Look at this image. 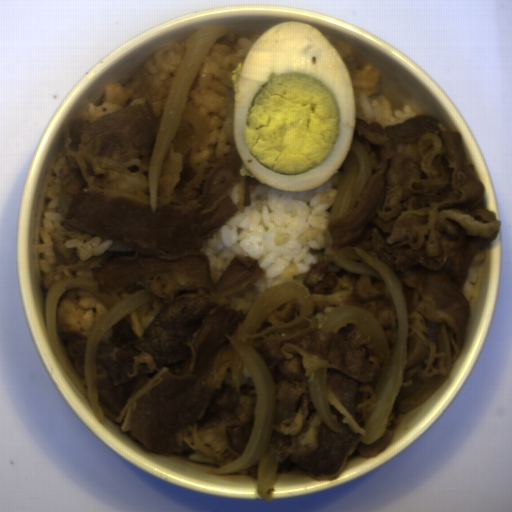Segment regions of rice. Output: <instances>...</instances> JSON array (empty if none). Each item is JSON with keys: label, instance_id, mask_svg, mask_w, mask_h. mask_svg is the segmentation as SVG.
Instances as JSON below:
<instances>
[{"label": "rice", "instance_id": "obj_1", "mask_svg": "<svg viewBox=\"0 0 512 512\" xmlns=\"http://www.w3.org/2000/svg\"><path fill=\"white\" fill-rule=\"evenodd\" d=\"M344 174L339 168L320 186L305 191L249 185L251 206L236 215L200 251L208 258L214 284L232 258H255L266 273L228 295L227 308L247 316L263 289L295 281L303 285L312 267L325 260L329 216Z\"/></svg>", "mask_w": 512, "mask_h": 512}, {"label": "rice", "instance_id": "obj_2", "mask_svg": "<svg viewBox=\"0 0 512 512\" xmlns=\"http://www.w3.org/2000/svg\"><path fill=\"white\" fill-rule=\"evenodd\" d=\"M261 34L238 38L235 33H227L210 47L205 56L185 106L207 120L205 136L194 162L204 161L212 154L220 158L236 144L233 72L245 60Z\"/></svg>", "mask_w": 512, "mask_h": 512}, {"label": "rice", "instance_id": "obj_3", "mask_svg": "<svg viewBox=\"0 0 512 512\" xmlns=\"http://www.w3.org/2000/svg\"><path fill=\"white\" fill-rule=\"evenodd\" d=\"M186 52V40L167 44L149 56L123 86L109 83L105 86L103 104L88 103L80 113L81 120L91 121L119 109L142 105L159 90L167 78L174 77Z\"/></svg>", "mask_w": 512, "mask_h": 512}, {"label": "rice", "instance_id": "obj_4", "mask_svg": "<svg viewBox=\"0 0 512 512\" xmlns=\"http://www.w3.org/2000/svg\"><path fill=\"white\" fill-rule=\"evenodd\" d=\"M69 166L78 169L73 155H68L65 148L50 166L55 177L47 178L44 196L50 201L44 205L41 227L38 228L42 243L37 244V253H41L39 267L41 274L50 272L54 265H63L58 259L49 230L55 228L62 236L69 239L63 241L67 248H76L78 259L88 260L108 249L113 240L101 241V236L79 233L74 229H66L60 222L63 218L58 214L60 168Z\"/></svg>", "mask_w": 512, "mask_h": 512}, {"label": "rice", "instance_id": "obj_5", "mask_svg": "<svg viewBox=\"0 0 512 512\" xmlns=\"http://www.w3.org/2000/svg\"><path fill=\"white\" fill-rule=\"evenodd\" d=\"M338 52L352 82L355 117L366 124L378 122L384 129L399 124L415 115L409 105L392 111L388 99L380 89L382 75L378 69L366 63L354 46L341 41H329Z\"/></svg>", "mask_w": 512, "mask_h": 512}, {"label": "rice", "instance_id": "obj_6", "mask_svg": "<svg viewBox=\"0 0 512 512\" xmlns=\"http://www.w3.org/2000/svg\"><path fill=\"white\" fill-rule=\"evenodd\" d=\"M107 312L94 295L83 288H72L60 297L56 318L57 332H79L88 337L94 325Z\"/></svg>", "mask_w": 512, "mask_h": 512}, {"label": "rice", "instance_id": "obj_7", "mask_svg": "<svg viewBox=\"0 0 512 512\" xmlns=\"http://www.w3.org/2000/svg\"><path fill=\"white\" fill-rule=\"evenodd\" d=\"M486 252L482 247L472 258L460 290L468 299L471 309L478 297Z\"/></svg>", "mask_w": 512, "mask_h": 512}, {"label": "rice", "instance_id": "obj_8", "mask_svg": "<svg viewBox=\"0 0 512 512\" xmlns=\"http://www.w3.org/2000/svg\"><path fill=\"white\" fill-rule=\"evenodd\" d=\"M163 304V302H161L159 299L155 297L154 299L137 307V318L143 330L151 324L153 318L155 317L156 313L159 311Z\"/></svg>", "mask_w": 512, "mask_h": 512}, {"label": "rice", "instance_id": "obj_9", "mask_svg": "<svg viewBox=\"0 0 512 512\" xmlns=\"http://www.w3.org/2000/svg\"><path fill=\"white\" fill-rule=\"evenodd\" d=\"M75 277H92L94 278V270H77Z\"/></svg>", "mask_w": 512, "mask_h": 512}, {"label": "rice", "instance_id": "obj_10", "mask_svg": "<svg viewBox=\"0 0 512 512\" xmlns=\"http://www.w3.org/2000/svg\"><path fill=\"white\" fill-rule=\"evenodd\" d=\"M113 333V325L111 326V328L104 334L103 338L101 339L100 342H109L110 338H111V335Z\"/></svg>", "mask_w": 512, "mask_h": 512}]
</instances>
